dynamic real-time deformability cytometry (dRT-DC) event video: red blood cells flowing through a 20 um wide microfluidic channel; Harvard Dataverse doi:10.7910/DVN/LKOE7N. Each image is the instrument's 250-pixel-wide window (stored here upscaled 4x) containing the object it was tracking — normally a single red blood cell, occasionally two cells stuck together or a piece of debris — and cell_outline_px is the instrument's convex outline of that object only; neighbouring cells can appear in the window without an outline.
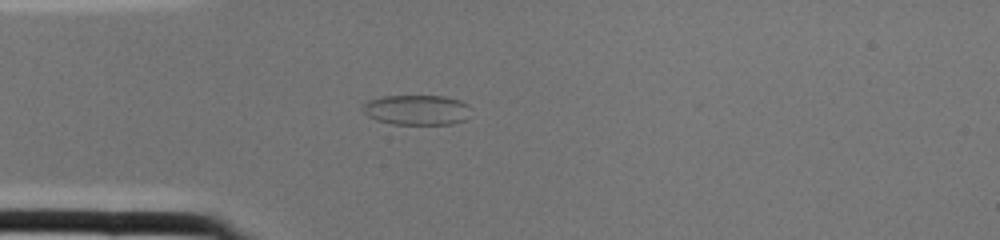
{"species": "common noctule bat (a hibernating species)", "species_latin": "Nyctalus noctula", "temperature_condition": "cold", "stored_images_in_passage": 1, "camera_frame_rate_fps": 3000, "um_per_image_px": 0.085, "animal": {"sex": "female", "body_mass_g": 22.0, "forearm_length_mm": 56.7}, "frame": {"image": 1, "passage_image": 1, "time_ms": 0.0, "image_size_px": [1000, 240], "cell_outline_px": [[472, 108], [464, 120], [452, 124], [392, 124], [376, 120], [368, 116], [360, 108], [360, 104], [368, 100], [380, 96], [444, 96], [460, 100], [468, 104]], "centroid_in_image_um": [35.39, 9.33], "position_along_channel_um": 49.6, "area_um2": 19.25}}